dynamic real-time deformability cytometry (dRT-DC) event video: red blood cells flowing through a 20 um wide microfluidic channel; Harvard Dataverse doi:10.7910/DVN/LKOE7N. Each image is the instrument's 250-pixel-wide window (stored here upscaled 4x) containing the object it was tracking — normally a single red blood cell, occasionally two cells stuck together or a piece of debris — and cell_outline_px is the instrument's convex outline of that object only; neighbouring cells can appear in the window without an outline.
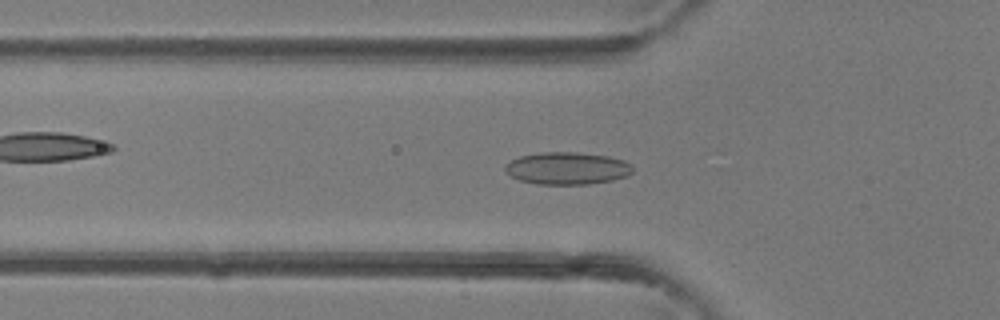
{"species": "common noctule bat (a hibernating species)", "species_latin": "Nyctalus noctula", "temperature_condition": "room temperature", "stored_images_in_passage": 38, "camera_frame_rate_fps": 3000, "um_per_image_px": 0.085, "animal": {"sex": "female"}, "frame": {"image": 1, "passage_image": 12, "time_ms": 3.667, "image_size_px": [1000, 320], "cell_outline_px": [[632, 172], [628, 176], [612, 180], [588, 184], [536, 184], [520, 180], [512, 176], [504, 168], [504, 164], [520, 156], [544, 152], [576, 152], [608, 156], [624, 160], [632, 164]], "centroid_in_image_um": [48.24, 14.3], "position_along_channel_um": 77.6, "area_um2": 23.99}}
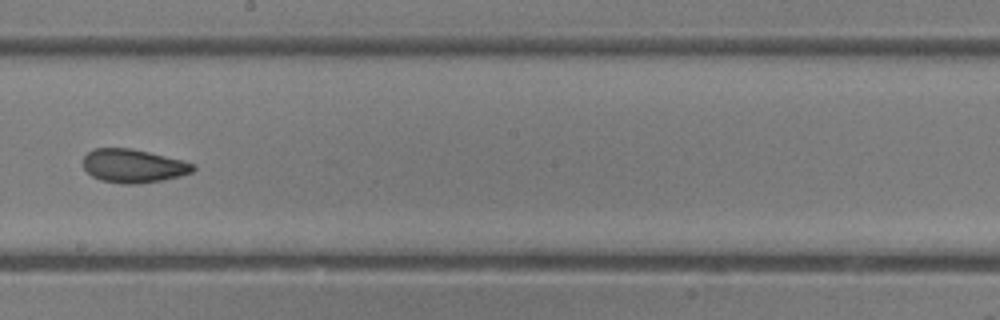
{"frame": {"image": 2, "passage_image": 21, "time_ms": 6.667, "image_size_px": [1000, 320], "cell_outline_px": [[196, 168], [192, 172], [180, 176], [164, 180], [136, 184], [124, 184], [100, 180], [92, 176], [84, 168], [84, 156], [92, 148], [132, 148], [184, 160], [196, 164]], "centroid_in_image_um": [11.36, 14.1], "position_along_channel_um": 236.8, "area_um2": 21.68}}
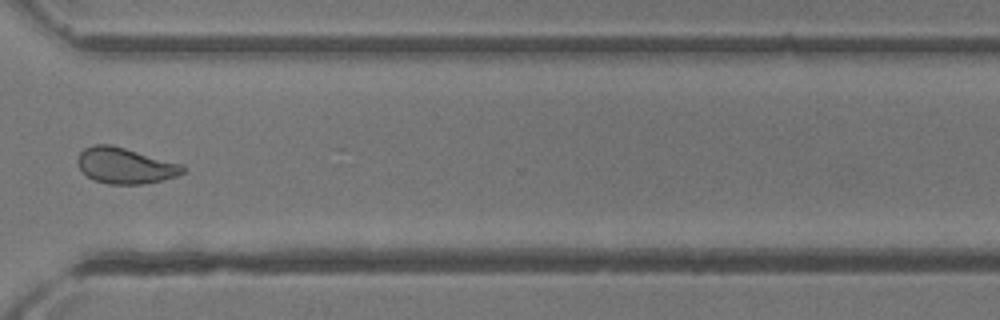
{"frame": {"image": 3, "passage_image": 28, "time_ms": 9.0, "image_size_px": [1000, 320], "cell_outline_px": [[184, 172], [176, 176], [160, 180], [140, 184], [108, 184], [96, 180], [88, 176], [76, 164], [76, 160], [80, 152], [84, 148], [92, 144], [112, 144], [184, 164]], "centroid_in_image_um": [10.63, 14.05], "position_along_channel_um": 360.0, "area_um2": 22.08}}